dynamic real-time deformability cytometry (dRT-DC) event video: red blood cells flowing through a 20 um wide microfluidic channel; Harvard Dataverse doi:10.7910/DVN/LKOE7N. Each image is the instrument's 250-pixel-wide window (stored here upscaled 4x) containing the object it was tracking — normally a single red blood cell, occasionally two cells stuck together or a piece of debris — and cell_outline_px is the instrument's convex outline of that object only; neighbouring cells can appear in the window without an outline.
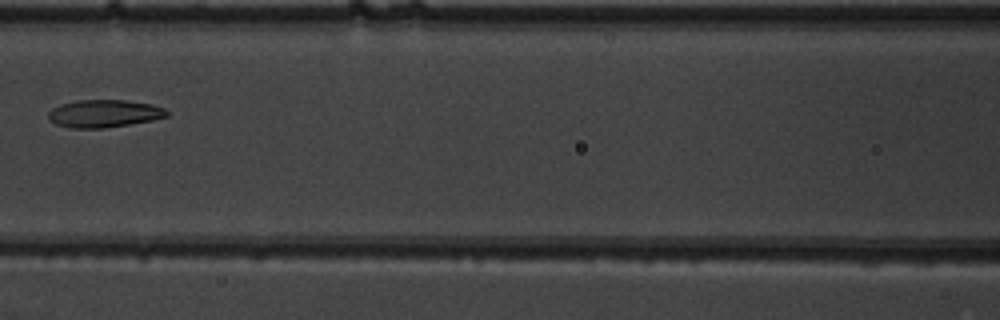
{"species": "common noctule bat (a hibernating species)", "species_latin": "Nyctalus noctula", "temperature_condition": "warm", "stored_images_in_passage": 5, "camera_frame_rate_fps": 3000, "um_per_image_px": 0.085, "animal": {"sex": "male", "body_mass_g": 19.5, "forearm_length_mm": 54.6}, "frame": {"image": 1, "passage_image": 4, "time_ms": 1.0, "image_size_px": [1000, 320], "cell_outline_px": [[168, 116], [152, 120], [104, 128], [72, 128], [56, 124], [48, 116], [48, 112], [52, 108], [60, 104], [76, 100], [124, 100], [152, 104], [164, 108], [168, 112]], "centroid_in_image_um": [8.84, 9.64], "position_along_channel_um": 157.8, "area_um2": 18.96}}
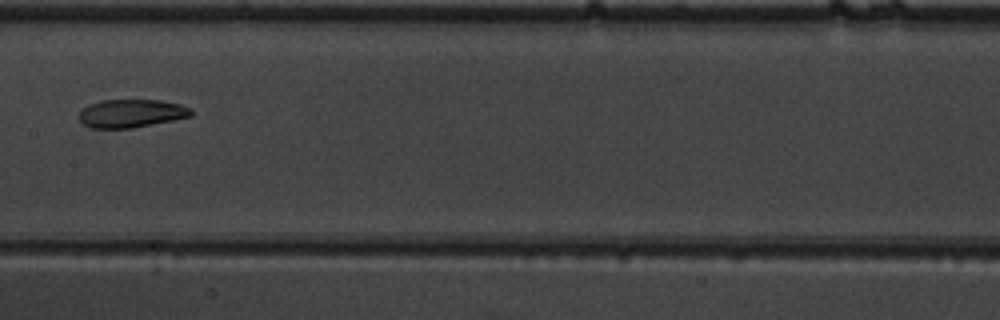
{"frame": {"image": 2, "passage_image": 5, "time_ms": 1.333, "image_size_px": [1000, 320], "cell_outline_px": [[192, 116], [132, 128], [88, 128], [80, 120], [80, 112], [88, 104], [100, 100], [160, 100], [180, 104], [192, 108]], "centroid_in_image_um": [11.16, 9.63], "position_along_channel_um": 196.2, "area_um2": 18.38}}